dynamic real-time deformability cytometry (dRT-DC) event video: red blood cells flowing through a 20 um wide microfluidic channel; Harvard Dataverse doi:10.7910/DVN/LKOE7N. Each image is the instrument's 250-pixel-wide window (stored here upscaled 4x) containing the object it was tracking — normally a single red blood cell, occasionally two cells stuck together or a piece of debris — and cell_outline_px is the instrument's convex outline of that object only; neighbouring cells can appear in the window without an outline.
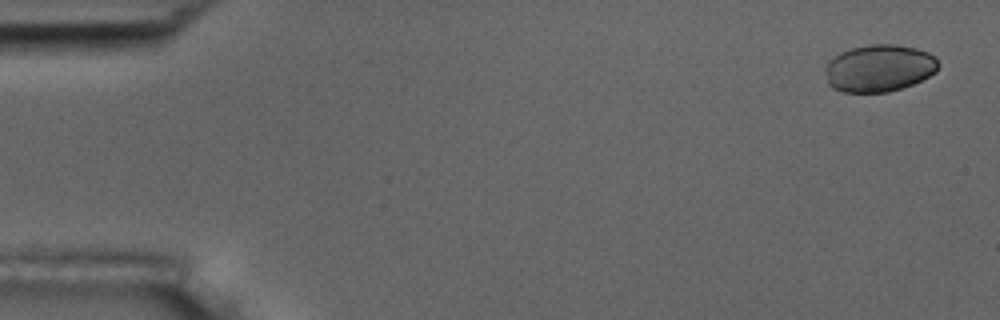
{"species": "common noctule bat (a hibernating species)", "species_latin": "Nyctalus noctula", "temperature_condition": "room temperature", "stored_images_in_passage": 5, "camera_frame_rate_fps": 3000, "um_per_image_px": 0.085, "animal": {"sex": "male", "body_mass_g": 17.5, "forearm_length_mm": 52.3}, "frame": {"image": 1, "passage_image": 1, "time_ms": 0.0, "image_size_px": [1000, 320], "cell_outline_px": [[940, 64], [936, 72], [912, 84], [888, 92], [844, 92], [832, 88], [828, 84], [824, 68], [828, 60], [840, 52], [852, 48], [872, 44], [896, 44], [916, 48], [928, 52], [936, 56]], "centroid_in_image_um": [74.72, 5.78], "position_along_channel_um": 10.3, "area_um2": 31.33}}
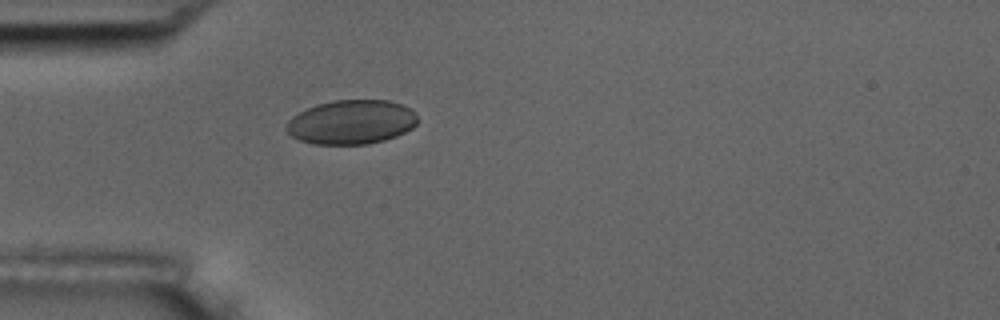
{"frame": {"image": 2, "passage_image": 5, "time_ms": 4.667, "image_size_px": [1000, 320], "cell_outline_px": [[416, 124], [412, 128], [396, 136], [384, 140], [368, 144], [312, 144], [300, 140], [292, 136], [288, 132], [288, 120], [292, 116], [316, 104], [332, 100], [388, 100], [404, 104], [412, 108], [416, 116]], "centroid_in_image_um": [29.89, 10.37], "position_along_channel_um": 55.1, "area_um2": 33.81}}